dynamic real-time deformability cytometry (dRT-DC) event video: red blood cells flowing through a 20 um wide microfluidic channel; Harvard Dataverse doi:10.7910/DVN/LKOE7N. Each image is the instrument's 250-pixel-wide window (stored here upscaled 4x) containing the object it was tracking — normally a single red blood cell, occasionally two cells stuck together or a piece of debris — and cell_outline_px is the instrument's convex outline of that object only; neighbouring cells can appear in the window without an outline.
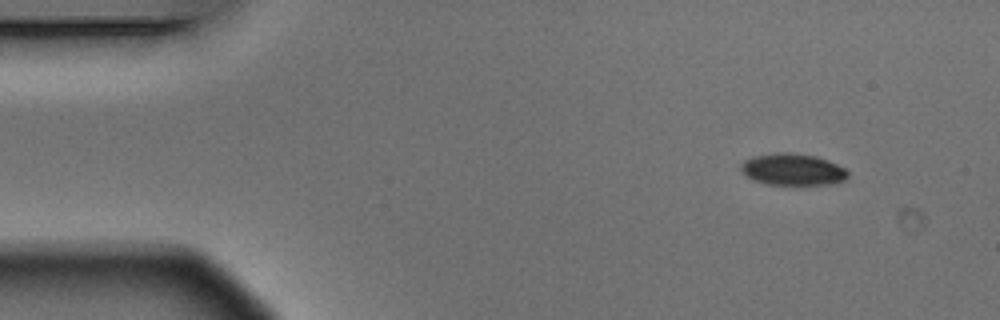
{"species": "Egyptian fruit bat (a non-hibernating species)", "species_latin": "Rousettus aegyptiacus", "temperature_condition": "warm", "stored_images_in_passage": 8, "camera_frame_rate_fps": 3000, "um_per_image_px": 0.085, "animal": {"sex": "male"}, "frame": {"image": 1, "passage_image": 1, "time_ms": 0.0, "image_size_px": [1000, 320], "cell_outline_px": [[848, 176], [844, 180], [828, 184], [768, 184], [752, 180], [744, 176], [740, 172], [740, 164], [744, 160], [752, 156], [776, 152], [788, 152], [816, 156], [828, 160], [844, 168], [848, 172]], "centroid_in_image_um": [67.3, 14.39], "position_along_channel_um": 17.7, "area_um2": 19.88}}
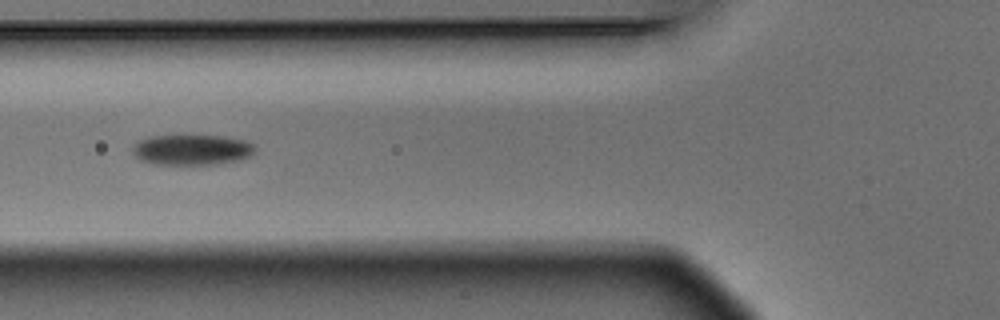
{"frame": {"image": 2, "passage_image": 5, "time_ms": 1.333, "image_size_px": [1000, 320], "cell_outline_px": [[256, 152], [252, 156], [240, 160], [220, 164], [156, 164], [140, 160], [132, 152], [132, 148], [140, 140], [148, 136], [184, 132], [224, 136], [244, 140], [256, 144]], "centroid_in_image_um": [16.36, 12.67], "position_along_channel_um": 109.4, "area_um2": 23.0}}
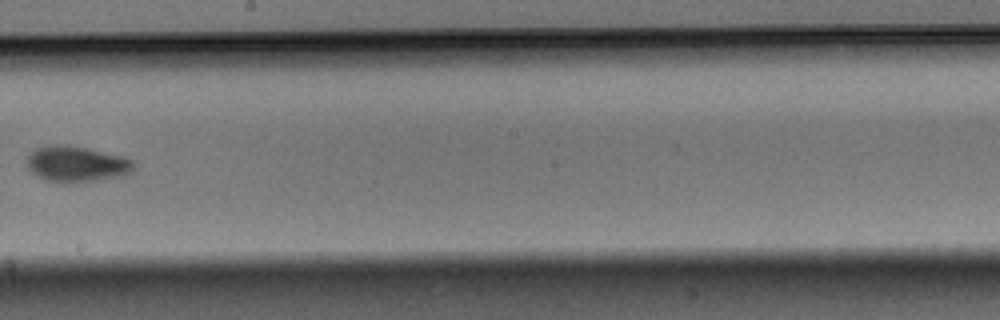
{"frame": {"image": 3, "passage_image": 8, "time_ms": 2.333, "image_size_px": [1000, 320], "cell_outline_px": [[132, 168], [128, 172], [120, 176], [64, 184], [44, 180], [36, 176], [28, 168], [28, 156], [36, 148], [52, 144], [60, 144], [88, 148], [124, 156], [132, 160]], "centroid_in_image_um": [6.45, 13.94], "position_along_channel_um": 241.8, "area_um2": 22.14}}